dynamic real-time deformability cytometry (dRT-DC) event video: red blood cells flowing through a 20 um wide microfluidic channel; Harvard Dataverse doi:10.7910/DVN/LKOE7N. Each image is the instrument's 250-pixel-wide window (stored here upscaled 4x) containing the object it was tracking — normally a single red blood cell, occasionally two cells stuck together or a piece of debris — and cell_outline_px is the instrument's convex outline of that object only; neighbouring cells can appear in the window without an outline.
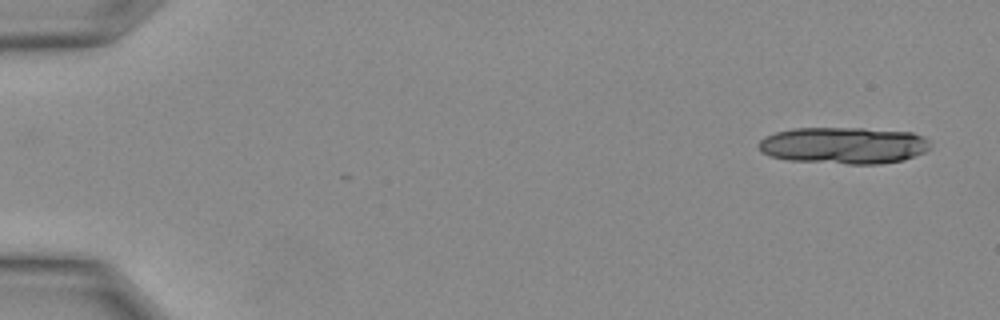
{"species": "Egyptian fruit bat (a non-hibernating species)", "species_latin": "Rousettus aegyptiacus", "temperature_condition": "warm", "stored_images_in_passage": 6, "camera_frame_rate_fps": 3000, "um_per_image_px": 0.085, "animal": {"sex": "female"}, "frame": {"image": 1, "passage_image": 1, "time_ms": 0.0, "image_size_px": [1000, 320], "cell_outline_px": [[928, 148], [924, 152], [904, 160], [880, 164], [848, 164], [788, 160], [772, 156], [764, 152], [756, 144], [764, 136], [776, 132], [792, 128], [864, 128], [912, 132], [924, 136], [928, 140]], "centroid_in_image_um": [71.71, 12.35], "position_along_channel_um": 13.3, "area_um2": 36.82}}